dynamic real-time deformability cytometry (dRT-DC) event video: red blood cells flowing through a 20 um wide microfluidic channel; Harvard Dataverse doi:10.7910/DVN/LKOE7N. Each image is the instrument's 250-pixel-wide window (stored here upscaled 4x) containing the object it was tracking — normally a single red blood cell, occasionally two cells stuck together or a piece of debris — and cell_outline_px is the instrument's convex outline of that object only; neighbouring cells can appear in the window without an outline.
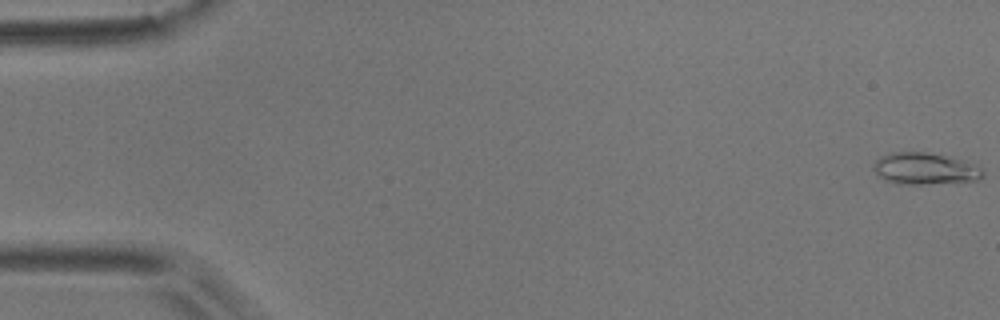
{"species": "common noctule bat (a hibernating species)", "species_latin": "Nyctalus noctula", "temperature_condition": "room temperature", "stored_images_in_passage": 54, "camera_frame_rate_fps": 3000, "um_per_image_px": 0.085, "animal": {"sex": "male", "body_mass_g": 17.9}, "frame": {"image": 1, "passage_image": 1, "time_ms": 0.0, "image_size_px": [1000, 320], "cell_outline_px": [[984, 176], [976, 180], [920, 184], [896, 184], [884, 180], [872, 168], [872, 164], [880, 156], [892, 152], [924, 152], [944, 156], [960, 160], [972, 164], [980, 168], [984, 172]], "centroid_in_image_um": [78.54, 14.34], "position_along_channel_um": 6.5, "area_um2": 19.88}}
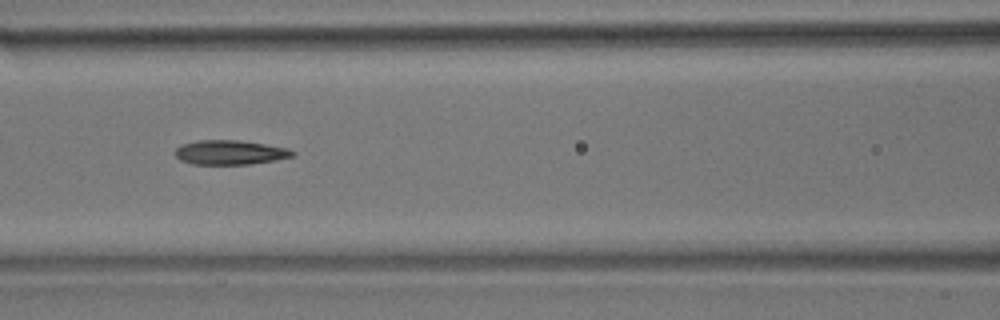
{"frame": {"image": 2, "passage_image": 24, "time_ms": 7.667, "image_size_px": [1000, 320], "cell_outline_px": [[296, 156], [276, 160], [252, 164], [192, 164], [180, 160], [176, 156], [176, 148], [180, 144], [196, 140], [236, 140], [264, 144], [288, 148], [296, 152]], "centroid_in_image_um": [19.57, 12.95], "position_along_channel_um": 147.0, "area_um2": 16.82}}
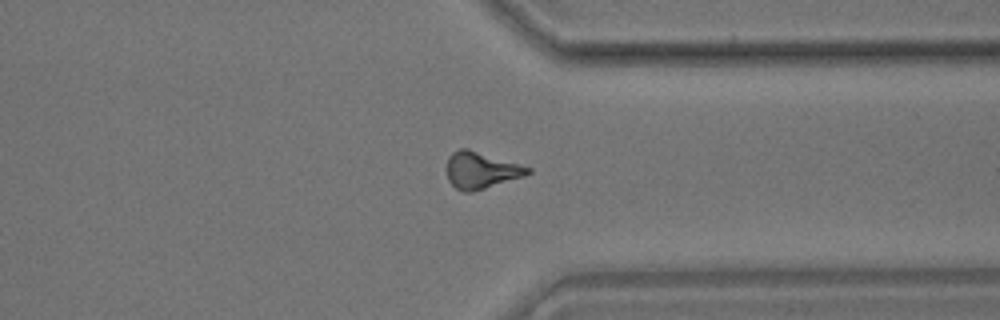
{"frame": {"image": 3, "passage_image": 42, "time_ms": 13.667, "image_size_px": [1000, 320], "cell_outline_px": [[532, 172], [524, 176], [472, 192], [464, 192], [456, 188], [448, 180], [448, 156], [452, 152], [460, 148], [468, 148], [532, 168]], "centroid_in_image_um": [40.89, 14.46], "position_along_channel_um": 370.5, "area_um2": 17.17}, "authors_computed_cell_mechanics": {"area_um2": 16.9065, "velocity_mm_per_s": 3.7615, "shape_relaxation_time_tau1_ms": 4.8179, "shape_relaxation_time_tau2_ms": 5.0013, "deformation_change_tau1": 0.1576, "deformation_change_tau2": 0.1536}}